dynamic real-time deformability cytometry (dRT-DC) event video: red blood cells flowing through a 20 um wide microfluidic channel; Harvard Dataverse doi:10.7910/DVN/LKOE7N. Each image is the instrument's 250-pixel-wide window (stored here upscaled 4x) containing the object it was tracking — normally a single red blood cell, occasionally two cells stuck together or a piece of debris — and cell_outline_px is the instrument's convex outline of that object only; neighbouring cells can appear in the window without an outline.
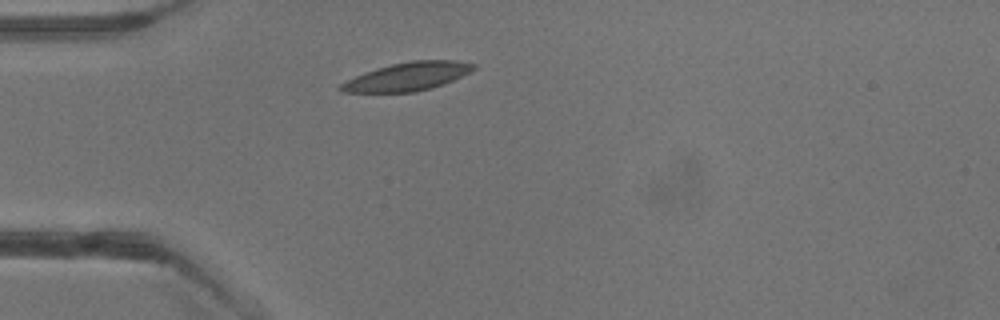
{"species": "common noctule bat (a hibernating species)", "species_latin": "Nyctalus noctula", "temperature_condition": "warm", "stored_images_in_passage": 1, "camera_frame_rate_fps": 3000, "um_per_image_px": 0.085, "animal": {"sex": "male", "body_mass_g": 13.3}, "frame": {"image": 1, "passage_image": 1, "time_ms": 0.0, "image_size_px": [1000, 320], "cell_outline_px": [[476, 68], [444, 84], [432, 88], [416, 92], [344, 92], [336, 88], [340, 84], [364, 72], [376, 68], [392, 64], [412, 60], [456, 60], [476, 64]], "centroid_in_image_um": [34.63, 6.5], "position_along_channel_um": 50.4, "area_um2": 21.79}}